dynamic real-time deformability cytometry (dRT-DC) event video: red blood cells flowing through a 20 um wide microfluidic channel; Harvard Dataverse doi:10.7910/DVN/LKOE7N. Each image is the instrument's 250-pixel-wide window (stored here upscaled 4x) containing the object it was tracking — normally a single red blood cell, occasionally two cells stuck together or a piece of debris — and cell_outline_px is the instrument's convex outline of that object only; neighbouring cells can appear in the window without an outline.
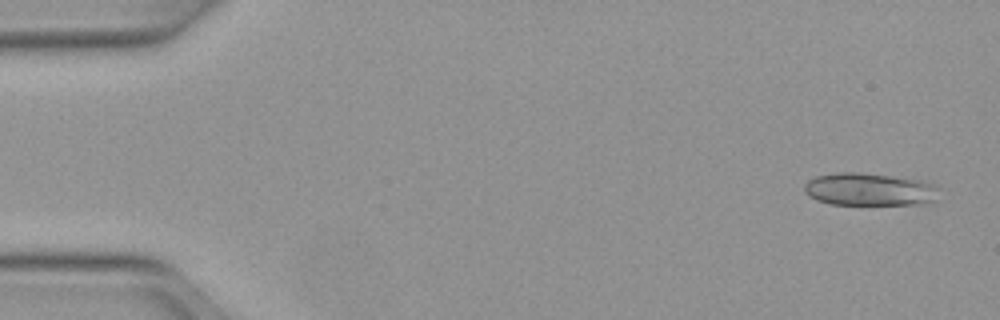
{"species": "Egyptian fruit bat (a non-hibernating species)", "species_latin": "Rousettus aegyptiacus", "temperature_condition": "warm", "stored_images_in_passage": 10, "camera_frame_rate_fps": 3000, "um_per_image_px": 0.085, "animal": {"sex": "female"}, "frame": {"image": 1, "passage_image": 2, "time_ms": 0.333, "image_size_px": [1000, 320], "cell_outline_px": [[940, 188], [936, 200], [932, 204], [828, 204], [816, 200], [808, 196], [804, 192], [804, 184], [808, 180], [816, 176], [836, 172], [860, 172], [924, 180], [936, 184]], "centroid_in_image_um": [73.95, 16.1], "position_along_channel_um": 11.1, "area_um2": 26.24}}